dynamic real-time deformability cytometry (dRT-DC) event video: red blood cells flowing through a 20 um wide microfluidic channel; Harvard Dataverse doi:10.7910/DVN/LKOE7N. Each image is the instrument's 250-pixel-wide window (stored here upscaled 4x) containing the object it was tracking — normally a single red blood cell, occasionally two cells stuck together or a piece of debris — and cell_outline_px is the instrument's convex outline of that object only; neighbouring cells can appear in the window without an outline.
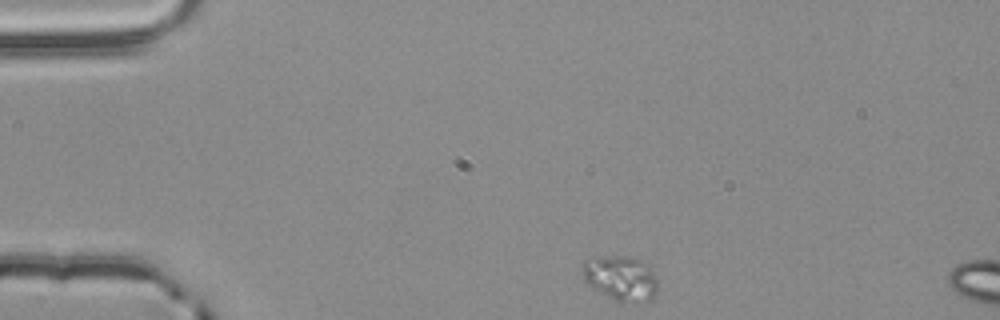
{"species": "common noctule bat (a hibernating species)", "species_latin": "Nyctalus noctula", "temperature_condition": "room temperature", "stored_images_in_passage": 2, "segment_of_instrument_passage": [1, 2], "camera_frame_rate_fps": 3000, "um_per_image_px": 0.085, "animal": {"sex": "male", "body_mass_g": 20.4}, "frame": {"image": 1, "passage_image": 1, "time_ms": 0.0, "image_size_px": [1000, 320], "cell_outline_px": [[656, 292], [652, 300], [640, 304], [616, 304], [588, 284], [584, 280], [584, 260], [608, 256], [632, 256], [640, 260], [652, 272], [656, 280]], "centroid_in_image_um": [52.78, 23.73], "position_along_channel_um": 32.2, "area_um2": 20.0}}